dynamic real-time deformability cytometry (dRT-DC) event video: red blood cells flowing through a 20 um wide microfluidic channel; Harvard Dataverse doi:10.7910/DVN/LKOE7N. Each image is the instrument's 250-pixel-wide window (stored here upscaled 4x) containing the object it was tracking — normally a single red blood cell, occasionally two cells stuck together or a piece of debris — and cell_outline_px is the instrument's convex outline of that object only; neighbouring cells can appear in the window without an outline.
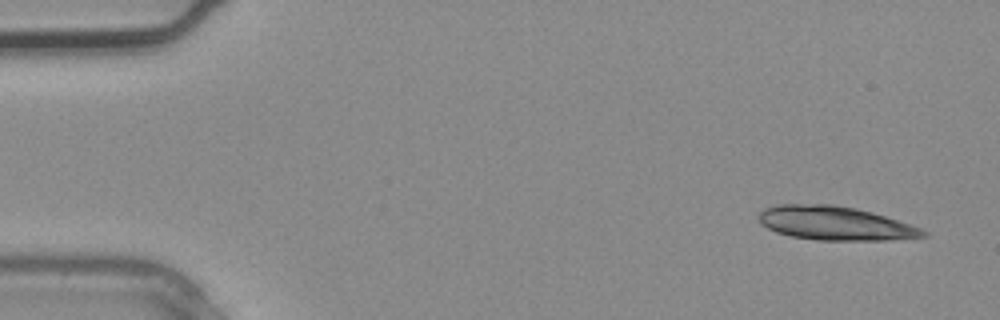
{"species": "common noctule bat (a hibernating species)", "species_latin": "Nyctalus noctula", "temperature_condition": "warm", "stored_images_in_passage": 3, "segment_of_instrument_passage": [2, 2], "camera_frame_rate_fps": 3000, "um_per_image_px": 0.085, "animal": {"sex": "male", "body_mass_g": 20.4}, "frame": {"image": 1, "passage_image": 3, "time_ms": 0.667, "image_size_px": [1000, 320], "cell_outline_px": [[928, 236], [888, 240], [816, 240], [792, 236], [776, 232], [760, 224], [756, 216], [764, 208], [776, 204], [832, 204], [856, 208], [872, 212], [920, 228], [928, 232]], "centroid_in_image_um": [70.92, 18.97], "position_along_channel_um": 14.1, "area_um2": 32.43}}